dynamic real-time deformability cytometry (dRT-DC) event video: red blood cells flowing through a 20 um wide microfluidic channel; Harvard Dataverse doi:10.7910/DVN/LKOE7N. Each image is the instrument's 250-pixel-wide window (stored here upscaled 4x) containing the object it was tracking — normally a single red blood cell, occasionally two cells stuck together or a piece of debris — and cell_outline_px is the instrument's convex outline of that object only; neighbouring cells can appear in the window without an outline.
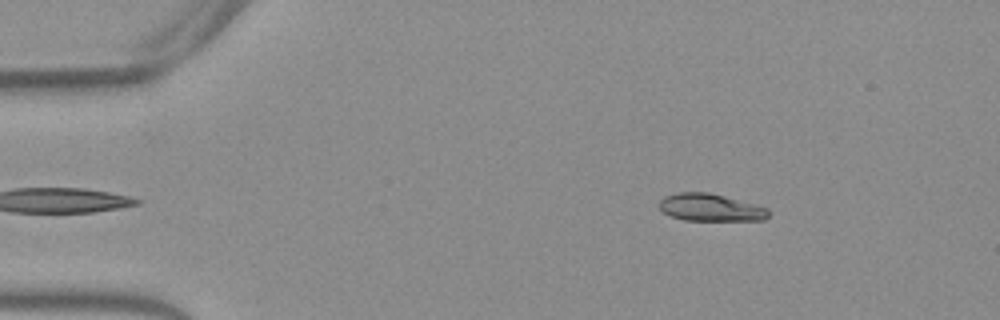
{"species": "Egyptian fruit bat (a non-hibernating species)", "species_latin": "Rousettus aegyptiacus", "temperature_condition": "warm", "stored_images_in_passage": 49, "camera_frame_rate_fps": 3000, "um_per_image_px": 0.085, "frame": {"image": 1, "passage_image": 4, "time_ms": 1.0, "image_size_px": [1000, 320], "cell_outline_px": [[768, 216], [764, 220], [684, 220], [668, 216], [660, 208], [660, 200], [664, 196], [680, 192], [708, 192], [756, 204], [768, 208]], "centroid_in_image_um": [60.38, 17.64], "position_along_channel_um": 24.6, "area_um2": 17.4}}
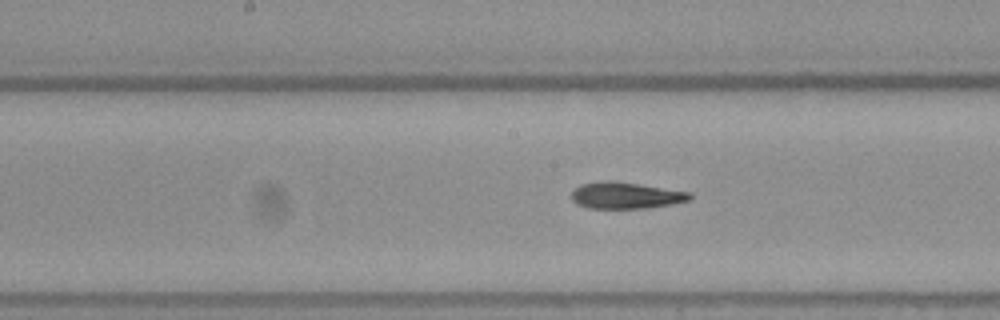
{"frame": {"image": 2, "passage_image": 23, "time_ms": 7.333, "image_size_px": [1000, 320], "cell_outline_px": [[692, 200], [672, 204], [644, 208], [588, 208], [576, 204], [572, 200], [572, 192], [580, 184], [604, 180], [616, 180], [692, 192]], "centroid_in_image_um": [53.21, 16.6], "position_along_channel_um": 195.0, "area_um2": 18.55}}
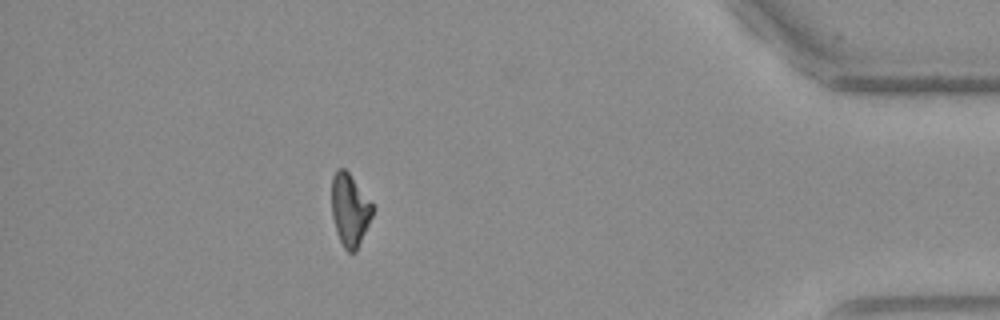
{"frame": {"image": 3, "passage_image": 43, "time_ms": 14.0, "image_size_px": [1000, 320], "cell_outline_px": [[372, 216], [356, 252], [348, 252], [344, 248], [336, 232], [332, 216], [332, 176], [336, 168], [344, 168], [348, 172], [372, 204]], "centroid_in_image_um": [29.71, 17.84], "position_along_channel_um": 405.5, "area_um2": 16.99}, "authors_computed_cell_mechanics": {"area_um2": 18.207, "velocity_mm_per_s": 3.8647, "shape_relaxation_time_tau1_ms": null, "shape_relaxation_time_tau2_ms": 8.3275, "deformation_change_tau1": null, "deformation_change_tau2": 0.1603}}